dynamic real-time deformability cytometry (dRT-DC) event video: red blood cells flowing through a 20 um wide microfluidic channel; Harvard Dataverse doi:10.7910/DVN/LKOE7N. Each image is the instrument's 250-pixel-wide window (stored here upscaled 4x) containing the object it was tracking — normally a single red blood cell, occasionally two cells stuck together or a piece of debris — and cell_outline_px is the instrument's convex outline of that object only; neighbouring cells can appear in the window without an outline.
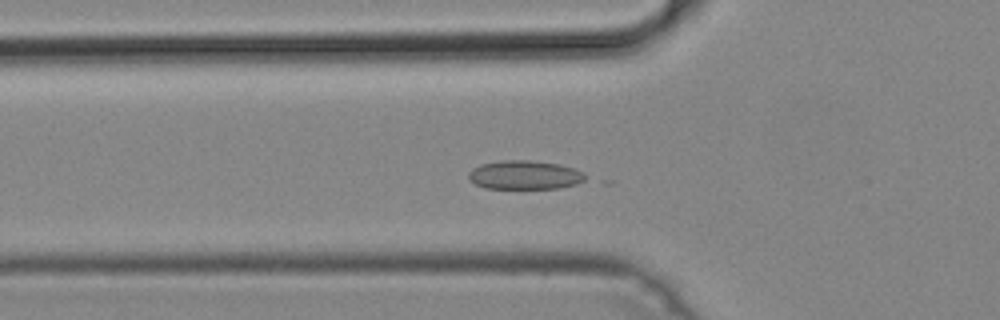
{"species": "common noctule bat (a hibernating species)", "species_latin": "Nyctalus noctula", "temperature_condition": "cold", "stored_images_in_passage": 50, "camera_frame_rate_fps": 3000, "um_per_image_px": 0.085, "animal": {"sex": "male", "body_mass_g": 19.2, "forearm_length_mm": 51.8}, "frame": {"image": 1, "passage_image": 16, "time_ms": 5.0, "image_size_px": [1000, 320], "cell_outline_px": [[584, 180], [576, 184], [560, 188], [484, 188], [468, 180], [468, 172], [472, 168], [480, 164], [500, 160], [532, 160], [560, 164], [584, 172]], "centroid_in_image_um": [44.55, 14.86], "position_along_channel_um": 81.2, "area_um2": 19.71}}
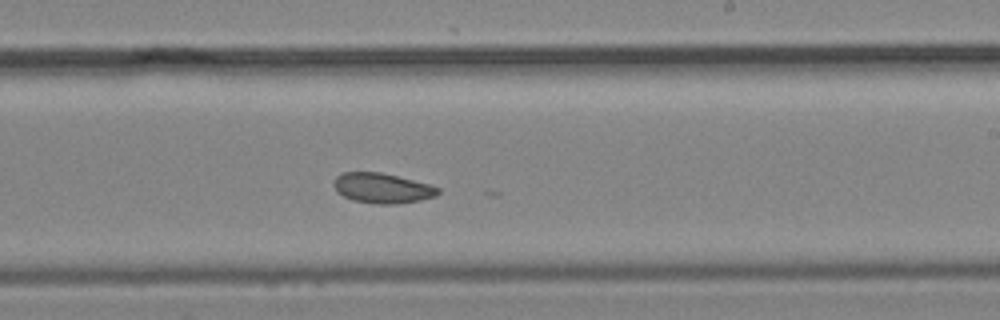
{"frame": {"image": 2, "passage_image": 29, "time_ms": 9.333, "image_size_px": [1000, 320], "cell_outline_px": [[440, 192], [436, 196], [420, 200], [396, 204], [376, 204], [352, 200], [336, 192], [332, 184], [336, 176], [344, 172], [380, 172], [428, 184], [440, 188]], "centroid_in_image_um": [32.46, 16.0], "position_along_channel_um": 256.5, "area_um2": 18.26}}
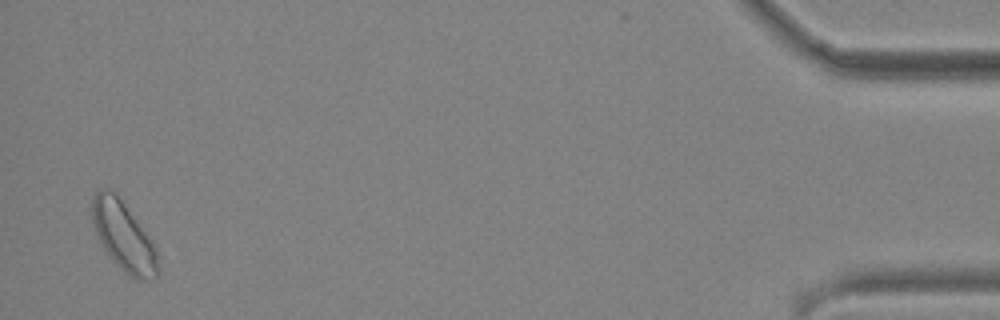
{"frame": {"image": 3, "passage_image": 48, "time_ms": 15.667, "image_size_px": [1000, 320], "cell_outline_px": [[160, 276], [156, 280], [136, 280], [128, 276], [112, 260], [104, 248], [96, 232], [92, 220], [92, 200], [96, 192], [100, 188], [112, 188], [116, 192], [156, 248], [160, 272]], "centroid_in_image_um": [10.53, 20.13], "position_along_channel_um": 424.7, "area_um2": 26.59}}